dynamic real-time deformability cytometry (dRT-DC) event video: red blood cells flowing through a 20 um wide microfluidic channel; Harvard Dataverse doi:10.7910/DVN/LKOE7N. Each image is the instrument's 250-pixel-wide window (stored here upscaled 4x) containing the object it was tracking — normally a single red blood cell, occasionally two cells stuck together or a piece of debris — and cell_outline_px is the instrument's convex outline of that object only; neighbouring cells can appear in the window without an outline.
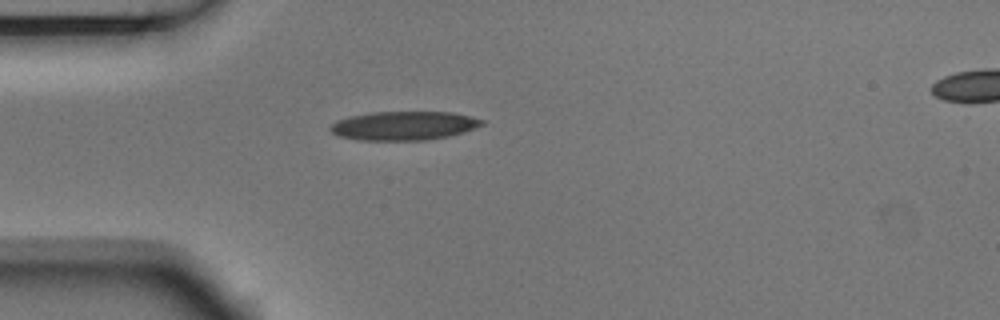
{"species": "Egyptian fruit bat (a non-hibernating species)", "species_latin": "Rousettus aegyptiacus", "temperature_condition": "room temperature", "stored_images_in_passage": 2, "camera_frame_rate_fps": 3000, "um_per_image_px": 0.085, "animal": {"sex": "male"}, "frame": {"image": 1, "passage_image": 1, "time_ms": 0.0, "image_size_px": [1000, 320], "cell_outline_px": [[484, 124], [464, 132], [448, 136], [424, 140], [356, 140], [340, 136], [332, 132], [328, 128], [336, 120], [348, 116], [372, 112], [452, 112], [472, 116], [484, 120]], "centroid_in_image_um": [34.31, 10.68], "position_along_channel_um": 50.7, "area_um2": 25.55}}